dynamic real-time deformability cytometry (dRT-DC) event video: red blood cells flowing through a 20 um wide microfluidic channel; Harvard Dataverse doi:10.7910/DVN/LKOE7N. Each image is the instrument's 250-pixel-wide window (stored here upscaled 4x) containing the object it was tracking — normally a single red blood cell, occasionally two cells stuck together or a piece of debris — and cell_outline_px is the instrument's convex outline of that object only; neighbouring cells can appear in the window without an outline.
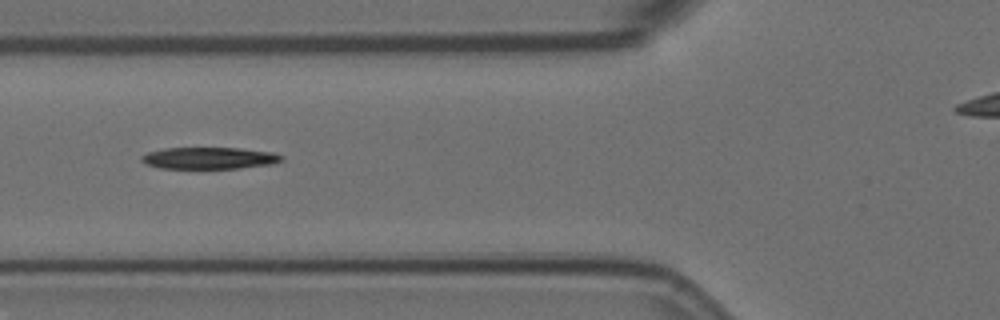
{"species": "Egyptian fruit bat (a non-hibernating species)", "species_latin": "Rousettus aegyptiacus", "temperature_condition": "room temperature", "stored_images_in_passage": 8, "camera_frame_rate_fps": 3000, "um_per_image_px": 0.085, "animal": {"sex": "female"}, "frame": {"image": 1, "passage_image": 5, "time_ms": 1.333, "image_size_px": [1000, 320], "cell_outline_px": [[284, 156], [280, 160], [272, 164], [240, 168], [160, 168], [144, 164], [140, 160], [140, 156], [148, 152], [164, 148], [240, 148], [272, 152]], "centroid_in_image_um": [17.74, 13.43], "position_along_channel_um": 108.1, "area_um2": 17.74}}
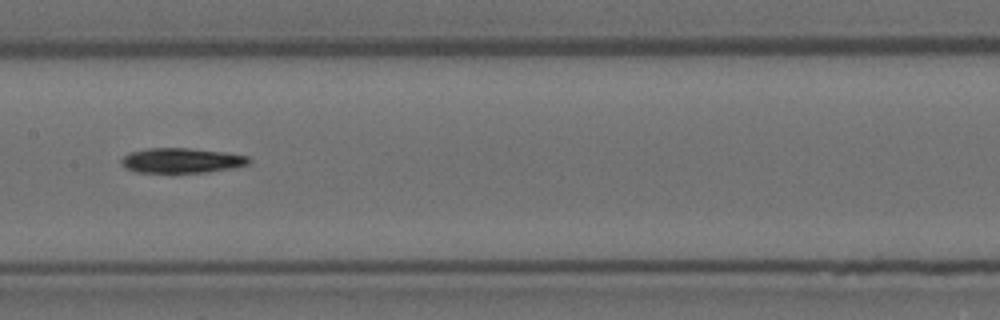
{"frame": {"image": 2, "passage_image": 7, "time_ms": 2.0, "image_size_px": [1000, 320], "cell_outline_px": [[252, 160], [248, 164], [228, 168], [204, 172], [136, 172], [120, 164], [120, 160], [128, 152], [148, 148], [188, 148], [224, 152], [248, 156]], "centroid_in_image_um": [15.39, 13.63], "position_along_channel_um": 192.0, "area_um2": 18.32}}
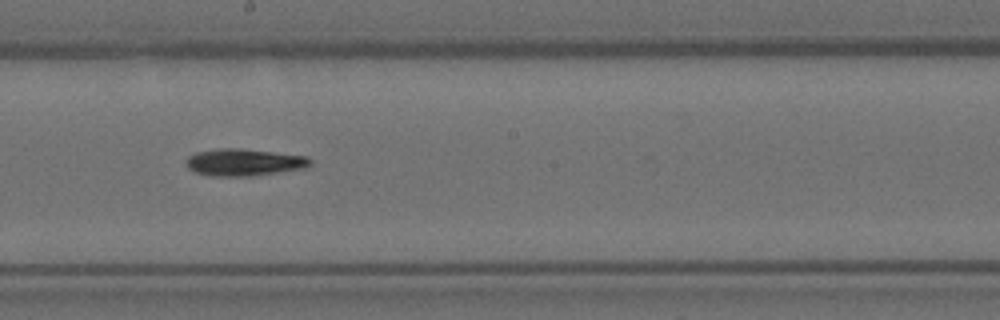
{"frame": {"image": 3, "passage_image": 8, "time_ms": 2.333, "image_size_px": [1000, 320], "cell_outline_px": [[312, 164], [304, 168], [252, 176], [208, 176], [196, 172], [188, 168], [184, 160], [188, 156], [196, 152], [220, 148], [240, 148], [308, 156], [312, 160]], "centroid_in_image_um": [20.73, 13.79], "position_along_channel_um": 227.5, "area_um2": 19.71}}